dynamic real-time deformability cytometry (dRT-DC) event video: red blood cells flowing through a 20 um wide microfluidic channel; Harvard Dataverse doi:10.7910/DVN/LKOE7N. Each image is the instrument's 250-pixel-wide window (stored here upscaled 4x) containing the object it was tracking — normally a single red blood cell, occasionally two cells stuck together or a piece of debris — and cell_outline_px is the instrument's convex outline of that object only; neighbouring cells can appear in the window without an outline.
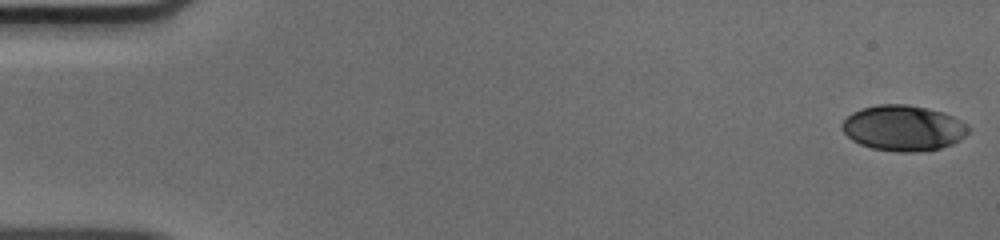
{"species": "human", "species_latin": "Homo sapiens", "temperature_condition": "cold", "stored_images_in_passage": 50, "camera_frame_rate_fps": 3000, "um_per_image_px": 0.085, "donor": {"sex": "male"}, "frame": {"image": 1, "passage_image": 1, "time_ms": 0.0, "image_size_px": [1000, 240], "cell_outline_px": [[972, 128], [960, 140], [952, 144], [940, 148], [920, 152], [896, 152], [872, 148], [860, 144], [852, 140], [840, 128], [840, 124], [852, 112], [860, 108], [880, 104], [908, 104], [944, 112], [968, 124]], "centroid_in_image_um": [76.79, 10.88], "position_along_channel_um": 8.2, "area_um2": 33.87}}
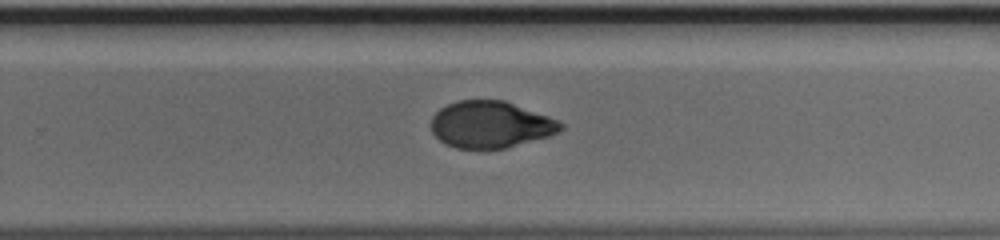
{"frame": {"image": 2, "passage_image": 33, "time_ms": 10.667, "image_size_px": [1000, 240], "cell_outline_px": [[564, 128], [548, 136], [504, 148], [456, 148], [444, 144], [432, 132], [432, 116], [440, 108], [456, 100], [504, 100], [548, 116], [564, 124]], "centroid_in_image_um": [41.67, 10.58], "position_along_channel_um": 288.1, "area_um2": 34.97}}
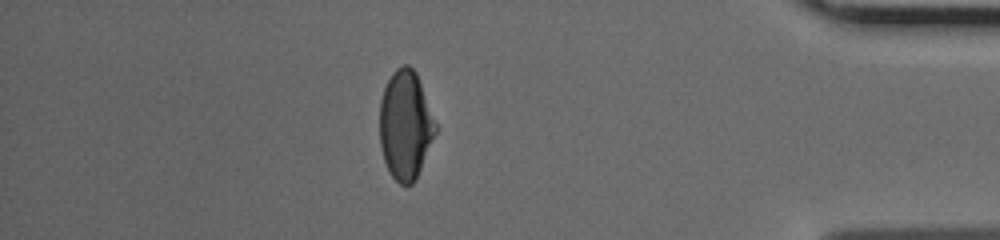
{"frame": {"image": 3, "passage_image": 44, "time_ms": 14.333, "image_size_px": [1000, 240], "cell_outline_px": [[436, 132], [416, 180], [412, 184], [400, 184], [392, 176], [384, 160], [380, 148], [380, 100], [384, 88], [392, 72], [396, 68], [404, 64], [408, 64], [416, 72], [436, 124]], "centroid_in_image_um": [34.45, 10.63], "position_along_channel_um": 400.8, "area_um2": 35.2}}